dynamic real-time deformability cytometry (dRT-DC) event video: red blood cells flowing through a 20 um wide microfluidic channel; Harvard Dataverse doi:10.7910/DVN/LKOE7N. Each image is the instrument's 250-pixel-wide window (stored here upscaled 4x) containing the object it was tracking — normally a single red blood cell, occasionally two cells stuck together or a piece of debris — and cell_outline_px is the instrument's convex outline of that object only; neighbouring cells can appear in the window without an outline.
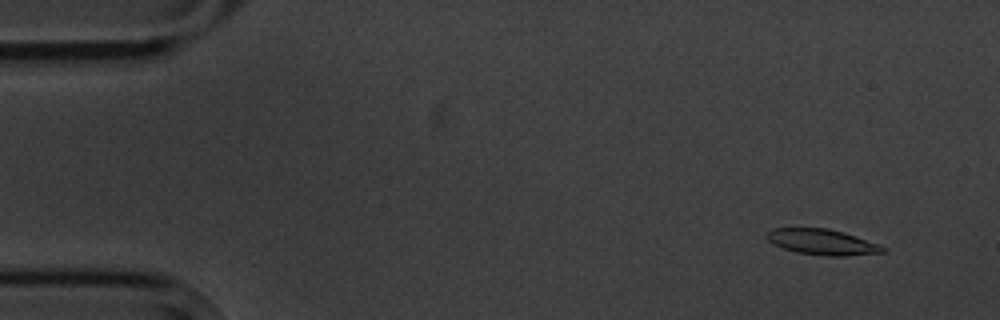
{"species": "common noctule bat (a hibernating species)", "species_latin": "Nyctalus noctula", "temperature_condition": "cold", "stored_images_in_passage": 14, "camera_frame_rate_fps": 3000, "um_per_image_px": 0.085, "animal": {"sex": "male", "body_mass_g": 20.1, "forearm_length_mm": 53.5}, "frame": {"image": 1, "passage_image": 1, "time_ms": 0.0, "image_size_px": [1000, 320], "cell_outline_px": [[888, 248], [884, 252], [844, 256], [828, 256], [796, 252], [784, 248], [768, 240], [764, 236], [764, 232], [772, 228], [828, 228], [844, 232], [880, 244]], "centroid_in_image_um": [69.89, 20.56], "position_along_channel_um": 15.1, "area_um2": 17.46}}
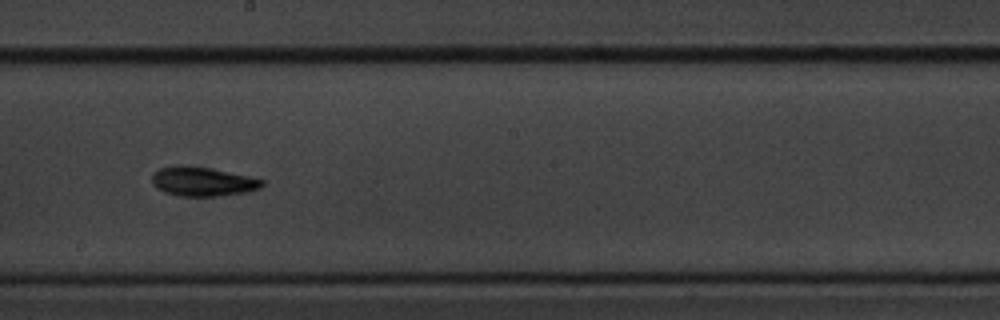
{"frame": {"image": 2, "passage_image": 8, "time_ms": 9.0, "image_size_px": [1000, 320], "cell_outline_px": [[264, 184], [260, 188], [244, 192], [216, 196], [180, 196], [164, 192], [156, 188], [152, 184], [152, 172], [160, 168], [208, 168], [248, 176], [264, 180]], "centroid_in_image_um": [17.22, 15.47], "position_along_channel_um": 231.0, "area_um2": 17.98}}
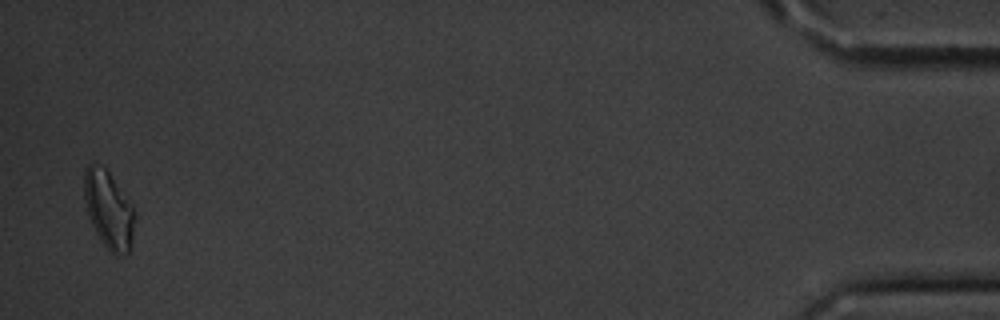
{"frame": {"image": 3, "passage_image": 14, "time_ms": 17.0, "image_size_px": [1000, 320], "cell_outline_px": [[136, 212], [132, 236], [128, 252], [116, 256], [100, 240], [88, 216], [84, 200], [84, 168], [88, 164], [92, 164], [104, 168], [108, 172], [132, 204]], "centroid_in_image_um": [9.23, 17.81], "position_along_channel_um": 426.0, "area_um2": 22.54}}